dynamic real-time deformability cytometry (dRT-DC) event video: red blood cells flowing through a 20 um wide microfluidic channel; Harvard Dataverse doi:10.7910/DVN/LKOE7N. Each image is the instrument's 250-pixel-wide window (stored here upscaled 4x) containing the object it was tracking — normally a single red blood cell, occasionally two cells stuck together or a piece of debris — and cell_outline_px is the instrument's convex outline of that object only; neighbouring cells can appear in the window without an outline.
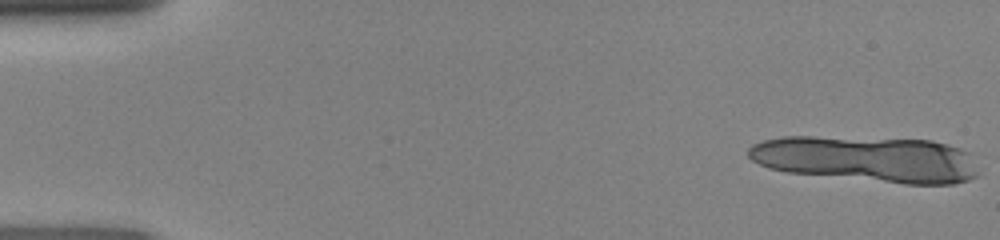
{"species": "human", "species_latin": "Homo sapiens", "temperature_condition": "room temperature", "stored_images_in_passage": 10, "camera_frame_rate_fps": 3000, "um_per_image_px": 0.085, "donor": {"sex": "female"}, "frame": {"image": 1, "passage_image": 1, "time_ms": 0.0, "image_size_px": [1000, 240], "cell_outline_px": [[976, 176], [968, 180], [952, 184], [904, 184], [788, 172], [768, 168], [752, 160], [748, 156], [748, 148], [752, 144], [764, 140], [784, 136], [812, 136], [932, 140], [948, 144], [972, 152], [976, 172]], "centroid_in_image_um": [73.71, 13.51], "position_along_channel_um": 11.3, "area_um2": 62.02}}